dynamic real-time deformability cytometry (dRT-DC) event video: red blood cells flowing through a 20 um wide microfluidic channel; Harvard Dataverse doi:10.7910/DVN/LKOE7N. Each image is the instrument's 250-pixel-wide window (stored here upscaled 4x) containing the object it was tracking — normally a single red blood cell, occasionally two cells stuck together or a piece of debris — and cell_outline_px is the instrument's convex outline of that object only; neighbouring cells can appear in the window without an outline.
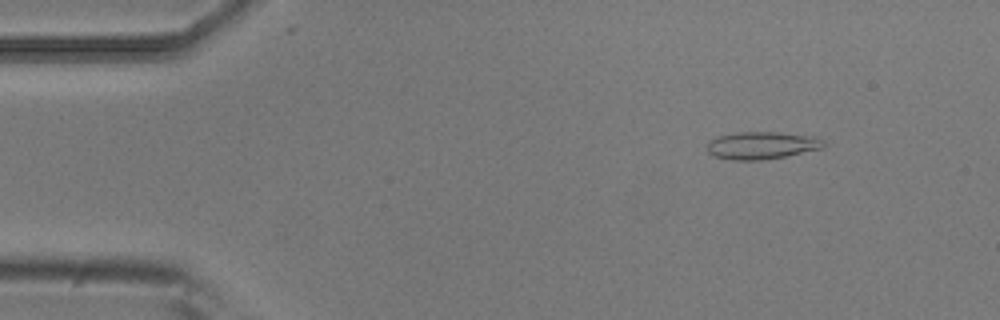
{"species": "common noctule bat (a hibernating species)", "species_latin": "Nyctalus noctula", "temperature_condition": "room temperature", "stored_images_in_passage": 4, "camera_frame_rate_fps": 3000, "um_per_image_px": 0.085, "animal": {"sex": "male", "body_mass_g": 20.5, "forearm_length_mm": 52.5}, "frame": {"image": 1, "passage_image": 2, "time_ms": 0.333, "image_size_px": [1000, 320], "cell_outline_px": [[824, 144], [820, 148], [784, 156], [764, 160], [732, 160], [712, 156], [708, 152], [708, 144], [712, 140], [720, 136], [740, 132], [776, 132], [816, 136], [824, 140]], "centroid_in_image_um": [64.75, 12.36], "position_along_channel_um": 20.3, "area_um2": 18.38}}